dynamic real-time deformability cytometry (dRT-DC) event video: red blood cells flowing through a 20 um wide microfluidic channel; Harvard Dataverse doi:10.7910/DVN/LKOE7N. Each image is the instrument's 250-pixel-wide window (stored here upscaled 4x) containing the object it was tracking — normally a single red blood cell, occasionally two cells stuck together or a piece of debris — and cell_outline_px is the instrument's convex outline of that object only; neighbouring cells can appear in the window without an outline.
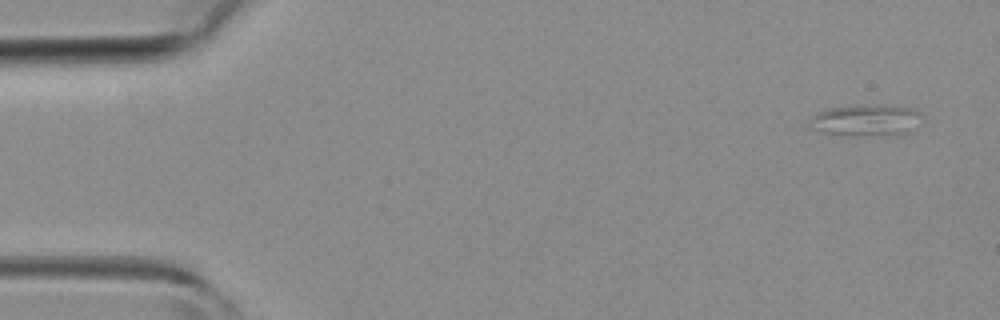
{"species": "common noctule bat (a hibernating species)", "species_latin": "Nyctalus noctula", "temperature_condition": "room temperature", "stored_images_in_passage": 9, "camera_frame_rate_fps": 3000, "um_per_image_px": 0.085, "animal": {"sex": "female", "body_mass_g": 19.3, "forearm_length_mm": 54.1}, "frame": {"image": 1, "passage_image": 1, "time_ms": 0.0, "image_size_px": [1000, 320], "cell_outline_px": [[920, 116], [908, 132], [824, 132], [808, 128], [808, 124], [820, 112], [828, 108], [880, 104], [912, 108], [920, 112]], "centroid_in_image_um": [73.58, 10.13], "position_along_channel_um": 11.4, "area_um2": 18.61}}